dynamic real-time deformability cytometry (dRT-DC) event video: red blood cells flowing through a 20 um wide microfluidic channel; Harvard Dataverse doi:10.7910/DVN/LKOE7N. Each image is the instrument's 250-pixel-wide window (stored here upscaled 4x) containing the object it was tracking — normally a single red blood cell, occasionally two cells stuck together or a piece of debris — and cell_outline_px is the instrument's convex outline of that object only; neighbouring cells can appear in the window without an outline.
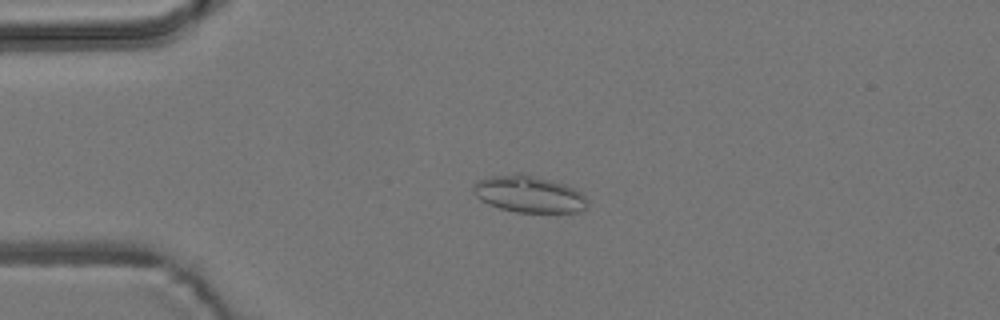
{"species": "common noctule bat (a hibernating species)", "species_latin": "Nyctalus noctula", "temperature_condition": "room temperature", "stored_images_in_passage": 5, "camera_frame_rate_fps": 3000, "um_per_image_px": 0.085, "animal": {"sex": "male", "body_mass_g": 19.2, "forearm_length_mm": 51.8}, "frame": {"image": 1, "passage_image": 4, "time_ms": 3.667, "image_size_px": [1000, 320], "cell_outline_px": [[588, 208], [576, 212], [516, 212], [500, 208], [488, 204], [480, 200], [472, 192], [472, 184], [476, 180], [492, 176], [516, 172], [524, 172], [564, 184], [580, 192], [588, 200]], "centroid_in_image_um": [44.92, 16.48], "position_along_channel_um": 40.1, "area_um2": 24.8}}